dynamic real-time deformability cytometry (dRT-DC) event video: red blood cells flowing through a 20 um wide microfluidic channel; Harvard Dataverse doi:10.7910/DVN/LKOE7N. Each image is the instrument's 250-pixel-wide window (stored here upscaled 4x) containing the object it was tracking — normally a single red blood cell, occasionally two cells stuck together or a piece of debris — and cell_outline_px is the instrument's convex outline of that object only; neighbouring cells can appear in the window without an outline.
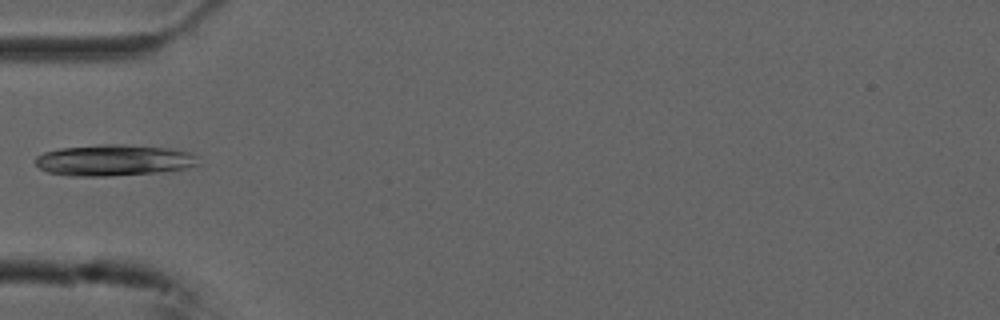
{"species": "common noctule bat (a hibernating species)", "species_latin": "Nyctalus noctula", "temperature_condition": "cold", "stored_images_in_passage": 37, "camera_frame_rate_fps": 3000, "um_per_image_px": 0.085, "animal": {"sex": "male", "forearm_length_mm": 52.5}, "frame": {"image": 1, "passage_image": 1, "time_ms": 0.0, "image_size_px": [1000, 320], "cell_outline_px": [[200, 164], [184, 168], [160, 172], [108, 176], [68, 176], [48, 172], [40, 168], [36, 164], [36, 156], [44, 152], [60, 148], [100, 144], [124, 144], [172, 148], [192, 152], [196, 156]], "centroid_in_image_um": [9.69, 13.61], "position_along_channel_um": 75.3, "area_um2": 29.88}}
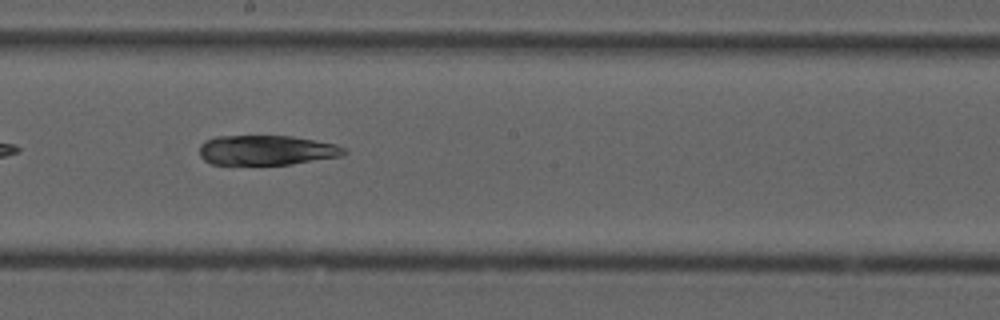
{"frame": {"image": 2, "passage_image": 13, "time_ms": 4.0, "image_size_px": [1000, 320], "cell_outline_px": [[348, 152], [344, 156], [292, 164], [212, 164], [204, 160], [200, 156], [200, 144], [204, 140], [216, 136], [292, 136], [336, 144], [344, 148]], "centroid_in_image_um": [22.67, 12.76], "position_along_channel_um": 225.5, "area_um2": 25.26}}
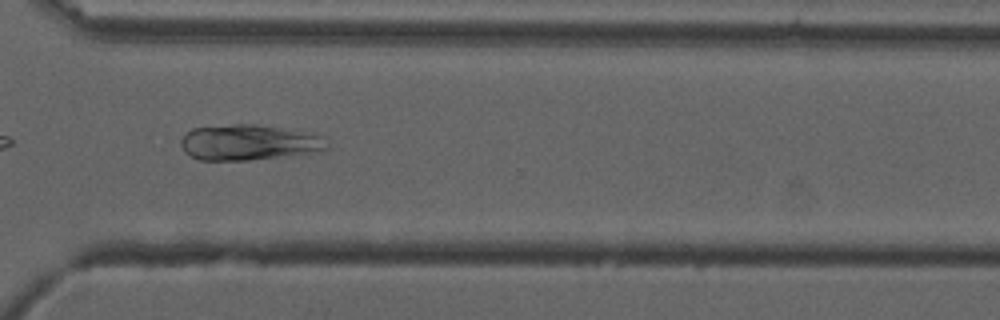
{"frame": {"image": 3, "passage_image": 23, "time_ms": 7.333, "image_size_px": [1000, 320], "cell_outline_px": [[328, 148], [320, 152], [292, 156], [248, 160], [200, 160], [184, 152], [180, 144], [180, 140], [192, 128], [232, 124], [256, 124], [328, 136]], "centroid_in_image_um": [21.22, 12.12], "position_along_channel_um": 349.4, "area_um2": 30.69}}